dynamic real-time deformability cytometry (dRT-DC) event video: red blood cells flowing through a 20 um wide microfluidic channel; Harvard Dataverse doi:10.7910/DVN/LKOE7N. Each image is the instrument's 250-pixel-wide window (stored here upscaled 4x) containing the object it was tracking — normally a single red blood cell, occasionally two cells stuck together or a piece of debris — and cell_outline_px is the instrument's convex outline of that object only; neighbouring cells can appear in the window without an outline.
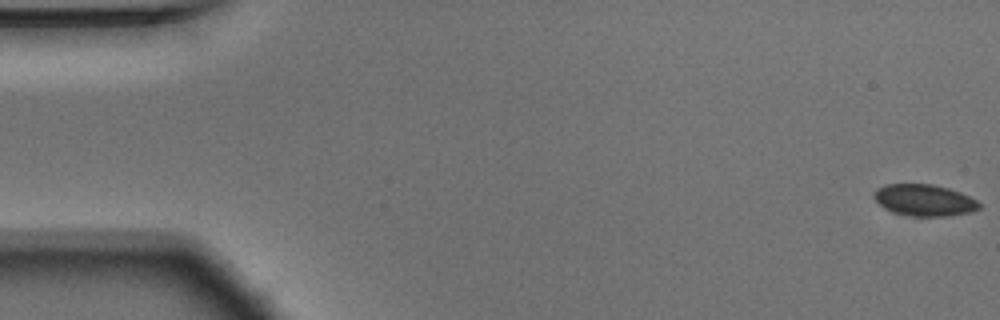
{"species": "Egyptian fruit bat (a non-hibernating species)", "species_latin": "Rousettus aegyptiacus", "temperature_condition": "warm", "stored_images_in_passage": 11, "camera_frame_rate_fps": 3000, "um_per_image_px": 0.085, "animal": {"sex": "male"}, "frame": {"image": 1, "passage_image": 1, "time_ms": 0.0, "image_size_px": [1000, 320], "cell_outline_px": [[980, 208], [972, 212], [948, 216], [908, 216], [892, 212], [884, 208], [872, 196], [876, 188], [884, 184], [932, 184], [948, 188], [960, 192], [976, 200], [980, 204]], "centroid_in_image_um": [78.54, 17.02], "position_along_channel_um": 6.5, "area_um2": 19.48}}